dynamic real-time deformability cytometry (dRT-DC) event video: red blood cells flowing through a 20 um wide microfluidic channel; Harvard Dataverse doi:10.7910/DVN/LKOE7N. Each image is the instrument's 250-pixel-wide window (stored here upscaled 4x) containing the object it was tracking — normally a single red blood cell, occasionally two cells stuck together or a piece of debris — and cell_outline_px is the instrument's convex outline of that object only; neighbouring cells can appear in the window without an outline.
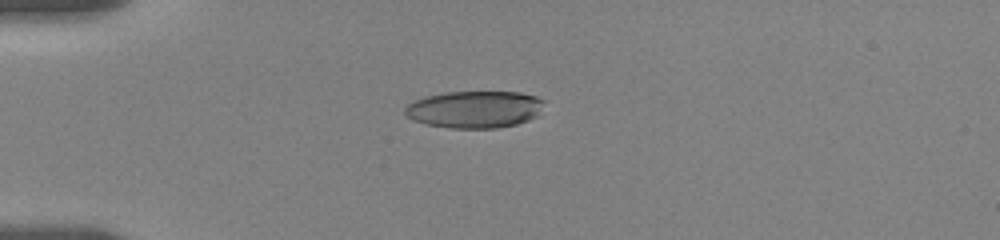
{"species": "human", "species_latin": "Homo sapiens", "temperature_condition": "room temperature", "stored_images_in_passage": 9, "camera_frame_rate_fps": 3000, "um_per_image_px": 0.085, "donor": {"sex": "female"}, "frame": {"image": 1, "passage_image": 6, "time_ms": 4.333, "image_size_px": [1000, 240], "cell_outline_px": [[544, 100], [536, 116], [528, 120], [516, 124], [496, 128], [448, 128], [428, 124], [412, 120], [404, 116], [404, 108], [412, 100], [424, 96], [444, 92], [520, 92], [536, 96]], "centroid_in_image_um": [40.27, 9.29], "position_along_channel_um": 44.7, "area_um2": 30.23}}
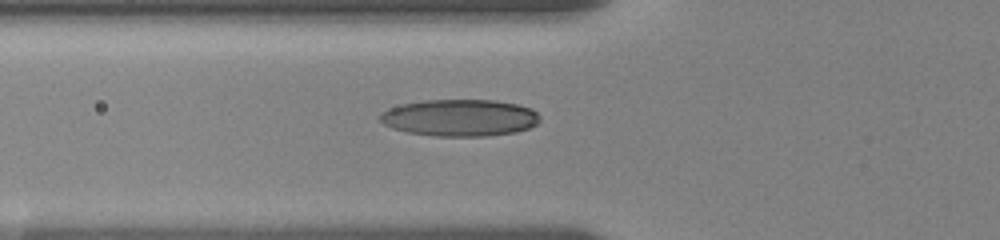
{"frame": {"image": 2, "passage_image": 9, "time_ms": 6.333, "image_size_px": [1000, 240], "cell_outline_px": [[540, 120], [536, 124], [528, 128], [516, 132], [488, 136], [436, 136], [408, 132], [392, 128], [384, 124], [380, 120], [380, 112], [388, 108], [404, 104], [424, 100], [492, 100], [516, 104], [532, 108], [540, 116]], "centroid_in_image_um": [39.09, 10.01], "position_along_channel_um": 86.7, "area_um2": 34.33}}